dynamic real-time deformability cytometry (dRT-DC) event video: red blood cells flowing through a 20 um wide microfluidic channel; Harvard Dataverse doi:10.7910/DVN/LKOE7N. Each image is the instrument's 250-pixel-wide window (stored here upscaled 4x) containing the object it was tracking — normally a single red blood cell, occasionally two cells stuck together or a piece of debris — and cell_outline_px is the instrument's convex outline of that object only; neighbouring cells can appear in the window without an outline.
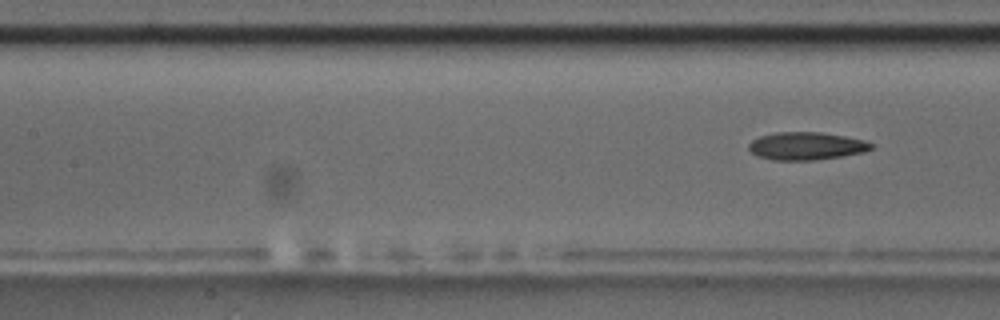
{"species": "common noctule bat (a hibernating species)", "species_latin": "Nyctalus noctula", "temperature_condition": "room temperature", "stored_images_in_passage": 6, "camera_frame_rate_fps": 3000, "um_per_image_px": 0.085, "animal": {"sex": "male", "body_mass_g": 17.5, "forearm_length_mm": 52.3}, "frame": {"image": 1, "passage_image": 6, "time_ms": 6.667, "image_size_px": [1000, 320], "cell_outline_px": [[872, 148], [864, 152], [816, 160], [772, 160], [756, 156], [748, 148], [748, 144], [752, 140], [760, 136], [776, 132], [820, 132], [844, 136], [864, 140], [872, 144]], "centroid_in_image_um": [68.49, 12.41], "position_along_channel_um": 138.9, "area_um2": 19.77}}